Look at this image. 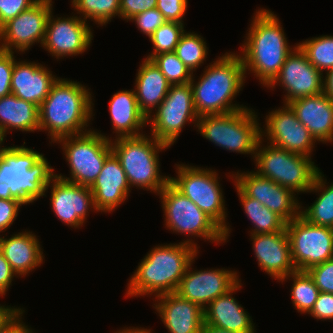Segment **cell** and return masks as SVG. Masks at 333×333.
<instances>
[{"label": "cell", "mask_w": 333, "mask_h": 333, "mask_svg": "<svg viewBox=\"0 0 333 333\" xmlns=\"http://www.w3.org/2000/svg\"><path fill=\"white\" fill-rule=\"evenodd\" d=\"M193 239L157 245L142 259L129 279L125 297L175 293L198 248Z\"/></svg>", "instance_id": "6da1fadb"}, {"label": "cell", "mask_w": 333, "mask_h": 333, "mask_svg": "<svg viewBox=\"0 0 333 333\" xmlns=\"http://www.w3.org/2000/svg\"><path fill=\"white\" fill-rule=\"evenodd\" d=\"M251 21L239 55L245 74L247 70L252 71L254 77L268 87L297 44L294 48L289 46L280 20L271 10L258 9Z\"/></svg>", "instance_id": "7a4b0ae2"}, {"label": "cell", "mask_w": 333, "mask_h": 333, "mask_svg": "<svg viewBox=\"0 0 333 333\" xmlns=\"http://www.w3.org/2000/svg\"><path fill=\"white\" fill-rule=\"evenodd\" d=\"M86 87L77 81L58 78L40 104L39 131H48L51 143L92 130L87 127L94 116V103Z\"/></svg>", "instance_id": "3957f363"}, {"label": "cell", "mask_w": 333, "mask_h": 333, "mask_svg": "<svg viewBox=\"0 0 333 333\" xmlns=\"http://www.w3.org/2000/svg\"><path fill=\"white\" fill-rule=\"evenodd\" d=\"M206 67L198 82L194 77L190 81L198 116L227 114L248 108L232 103L243 89L246 77L239 54L226 52Z\"/></svg>", "instance_id": "277c9868"}, {"label": "cell", "mask_w": 333, "mask_h": 333, "mask_svg": "<svg viewBox=\"0 0 333 333\" xmlns=\"http://www.w3.org/2000/svg\"><path fill=\"white\" fill-rule=\"evenodd\" d=\"M55 176L42 153L24 145L0 148V182H6L11 195L24 205L46 197V186Z\"/></svg>", "instance_id": "5b68a950"}, {"label": "cell", "mask_w": 333, "mask_h": 333, "mask_svg": "<svg viewBox=\"0 0 333 333\" xmlns=\"http://www.w3.org/2000/svg\"><path fill=\"white\" fill-rule=\"evenodd\" d=\"M171 146L142 134L134 137L111 138L112 152L119 159L130 187L159 192L169 183V176L160 175L159 151Z\"/></svg>", "instance_id": "8992f818"}, {"label": "cell", "mask_w": 333, "mask_h": 333, "mask_svg": "<svg viewBox=\"0 0 333 333\" xmlns=\"http://www.w3.org/2000/svg\"><path fill=\"white\" fill-rule=\"evenodd\" d=\"M258 116L252 108H245L227 114L199 116L197 131L216 146L230 152L251 154L261 139ZM253 154V155H252Z\"/></svg>", "instance_id": "52a82bcc"}, {"label": "cell", "mask_w": 333, "mask_h": 333, "mask_svg": "<svg viewBox=\"0 0 333 333\" xmlns=\"http://www.w3.org/2000/svg\"><path fill=\"white\" fill-rule=\"evenodd\" d=\"M262 141L264 142V137L256 147L254 162L258 170L254 172L294 193H308L320 172L312 158L271 144L262 147Z\"/></svg>", "instance_id": "ba28073f"}, {"label": "cell", "mask_w": 333, "mask_h": 333, "mask_svg": "<svg viewBox=\"0 0 333 333\" xmlns=\"http://www.w3.org/2000/svg\"><path fill=\"white\" fill-rule=\"evenodd\" d=\"M176 169L178 175L170 176L169 182L223 230L226 242L231 229L225 222L227 209L216 171L181 163Z\"/></svg>", "instance_id": "9c48e42d"}, {"label": "cell", "mask_w": 333, "mask_h": 333, "mask_svg": "<svg viewBox=\"0 0 333 333\" xmlns=\"http://www.w3.org/2000/svg\"><path fill=\"white\" fill-rule=\"evenodd\" d=\"M55 143L62 145L70 166V177L56 174L62 180L91 187L100 174L106 158L112 153L111 139L101 131L67 136Z\"/></svg>", "instance_id": "30bf717a"}, {"label": "cell", "mask_w": 333, "mask_h": 333, "mask_svg": "<svg viewBox=\"0 0 333 333\" xmlns=\"http://www.w3.org/2000/svg\"><path fill=\"white\" fill-rule=\"evenodd\" d=\"M158 196L165 215V226L171 232L200 237L211 243H225L223 230L170 182Z\"/></svg>", "instance_id": "8fae6325"}, {"label": "cell", "mask_w": 333, "mask_h": 333, "mask_svg": "<svg viewBox=\"0 0 333 333\" xmlns=\"http://www.w3.org/2000/svg\"><path fill=\"white\" fill-rule=\"evenodd\" d=\"M199 119L196 113L193 92L189 83L171 85L155 113L147 118L150 132L156 140L172 146L189 121L196 126Z\"/></svg>", "instance_id": "7c38bea8"}, {"label": "cell", "mask_w": 333, "mask_h": 333, "mask_svg": "<svg viewBox=\"0 0 333 333\" xmlns=\"http://www.w3.org/2000/svg\"><path fill=\"white\" fill-rule=\"evenodd\" d=\"M286 233L297 271H307L333 258V228L312 224L299 215L286 223Z\"/></svg>", "instance_id": "4fadbf2b"}, {"label": "cell", "mask_w": 333, "mask_h": 333, "mask_svg": "<svg viewBox=\"0 0 333 333\" xmlns=\"http://www.w3.org/2000/svg\"><path fill=\"white\" fill-rule=\"evenodd\" d=\"M53 2L38 0L0 28V47L6 52H25L36 43L42 45ZM17 50V51H16Z\"/></svg>", "instance_id": "5bb4252c"}, {"label": "cell", "mask_w": 333, "mask_h": 333, "mask_svg": "<svg viewBox=\"0 0 333 333\" xmlns=\"http://www.w3.org/2000/svg\"><path fill=\"white\" fill-rule=\"evenodd\" d=\"M236 175V176H235ZM236 185L246 196L258 200L268 209L279 215L286 223L300 215V202L292 190L282 187L269 178L262 177L254 171L236 172Z\"/></svg>", "instance_id": "9a60e30c"}, {"label": "cell", "mask_w": 333, "mask_h": 333, "mask_svg": "<svg viewBox=\"0 0 333 333\" xmlns=\"http://www.w3.org/2000/svg\"><path fill=\"white\" fill-rule=\"evenodd\" d=\"M265 129H260L261 138L265 136L277 148L311 157L316 140L308 129L297 119L288 104L272 110L265 116Z\"/></svg>", "instance_id": "2e32d148"}, {"label": "cell", "mask_w": 333, "mask_h": 333, "mask_svg": "<svg viewBox=\"0 0 333 333\" xmlns=\"http://www.w3.org/2000/svg\"><path fill=\"white\" fill-rule=\"evenodd\" d=\"M188 266L175 293L205 309L213 300L228 293L241 280L238 273L228 269L191 270Z\"/></svg>", "instance_id": "e0dca14e"}, {"label": "cell", "mask_w": 333, "mask_h": 333, "mask_svg": "<svg viewBox=\"0 0 333 333\" xmlns=\"http://www.w3.org/2000/svg\"><path fill=\"white\" fill-rule=\"evenodd\" d=\"M323 81V73L308 61L305 53L297 45L287 56L278 76L267 88L282 86L286 92L283 102L288 104L302 97L322 93Z\"/></svg>", "instance_id": "ac0fdd59"}, {"label": "cell", "mask_w": 333, "mask_h": 333, "mask_svg": "<svg viewBox=\"0 0 333 333\" xmlns=\"http://www.w3.org/2000/svg\"><path fill=\"white\" fill-rule=\"evenodd\" d=\"M86 22L74 15L54 18L51 12L41 47L56 59L83 54L93 40L92 29Z\"/></svg>", "instance_id": "d6986e66"}, {"label": "cell", "mask_w": 333, "mask_h": 333, "mask_svg": "<svg viewBox=\"0 0 333 333\" xmlns=\"http://www.w3.org/2000/svg\"><path fill=\"white\" fill-rule=\"evenodd\" d=\"M49 187L52 210L67 226L79 229L85 223L89 211H96L90 187L67 182L57 176L46 186V190Z\"/></svg>", "instance_id": "ffe728a7"}, {"label": "cell", "mask_w": 333, "mask_h": 333, "mask_svg": "<svg viewBox=\"0 0 333 333\" xmlns=\"http://www.w3.org/2000/svg\"><path fill=\"white\" fill-rule=\"evenodd\" d=\"M250 236L258 265L271 278L280 281L297 271L292 261L286 229L272 234Z\"/></svg>", "instance_id": "44dd1931"}, {"label": "cell", "mask_w": 333, "mask_h": 333, "mask_svg": "<svg viewBox=\"0 0 333 333\" xmlns=\"http://www.w3.org/2000/svg\"><path fill=\"white\" fill-rule=\"evenodd\" d=\"M130 185L119 159L112 152L90 187L97 212H112L128 198Z\"/></svg>", "instance_id": "7402d4cb"}, {"label": "cell", "mask_w": 333, "mask_h": 333, "mask_svg": "<svg viewBox=\"0 0 333 333\" xmlns=\"http://www.w3.org/2000/svg\"><path fill=\"white\" fill-rule=\"evenodd\" d=\"M155 298L153 308L170 333H201L204 309L199 305L177 293L161 294Z\"/></svg>", "instance_id": "603a6c76"}, {"label": "cell", "mask_w": 333, "mask_h": 333, "mask_svg": "<svg viewBox=\"0 0 333 333\" xmlns=\"http://www.w3.org/2000/svg\"><path fill=\"white\" fill-rule=\"evenodd\" d=\"M49 68L40 63L14 61L11 79V94L29 101L38 107L58 80Z\"/></svg>", "instance_id": "cb8c5ba5"}, {"label": "cell", "mask_w": 333, "mask_h": 333, "mask_svg": "<svg viewBox=\"0 0 333 333\" xmlns=\"http://www.w3.org/2000/svg\"><path fill=\"white\" fill-rule=\"evenodd\" d=\"M288 105L316 141L333 142V100L324 92L293 100Z\"/></svg>", "instance_id": "d4e9b609"}, {"label": "cell", "mask_w": 333, "mask_h": 333, "mask_svg": "<svg viewBox=\"0 0 333 333\" xmlns=\"http://www.w3.org/2000/svg\"><path fill=\"white\" fill-rule=\"evenodd\" d=\"M241 284L240 281L228 293L219 296L204 309V324L235 333L256 332L251 316L233 297V293L242 287Z\"/></svg>", "instance_id": "484cf974"}, {"label": "cell", "mask_w": 333, "mask_h": 333, "mask_svg": "<svg viewBox=\"0 0 333 333\" xmlns=\"http://www.w3.org/2000/svg\"><path fill=\"white\" fill-rule=\"evenodd\" d=\"M0 251L19 277L26 276L43 264L44 255L40 242L30 231L18 232L10 238L0 236Z\"/></svg>", "instance_id": "4316f807"}, {"label": "cell", "mask_w": 333, "mask_h": 333, "mask_svg": "<svg viewBox=\"0 0 333 333\" xmlns=\"http://www.w3.org/2000/svg\"><path fill=\"white\" fill-rule=\"evenodd\" d=\"M141 63L134 91L140 111L148 118L165 99L171 84L152 60L145 58Z\"/></svg>", "instance_id": "83f0119b"}, {"label": "cell", "mask_w": 333, "mask_h": 333, "mask_svg": "<svg viewBox=\"0 0 333 333\" xmlns=\"http://www.w3.org/2000/svg\"><path fill=\"white\" fill-rule=\"evenodd\" d=\"M109 113L116 133L115 139L144 133L142 129L147 125V118L139 109L134 89L113 94L109 101Z\"/></svg>", "instance_id": "f1b7e54d"}, {"label": "cell", "mask_w": 333, "mask_h": 333, "mask_svg": "<svg viewBox=\"0 0 333 333\" xmlns=\"http://www.w3.org/2000/svg\"><path fill=\"white\" fill-rule=\"evenodd\" d=\"M39 131V107L14 94L0 97V138L4 141L8 130Z\"/></svg>", "instance_id": "f546056e"}, {"label": "cell", "mask_w": 333, "mask_h": 333, "mask_svg": "<svg viewBox=\"0 0 333 333\" xmlns=\"http://www.w3.org/2000/svg\"><path fill=\"white\" fill-rule=\"evenodd\" d=\"M320 171L308 192H318L315 202L304 209L300 206V215L308 222L333 228V183L327 185ZM320 192V193H319ZM304 209V210H303Z\"/></svg>", "instance_id": "4dcf8cb0"}, {"label": "cell", "mask_w": 333, "mask_h": 333, "mask_svg": "<svg viewBox=\"0 0 333 333\" xmlns=\"http://www.w3.org/2000/svg\"><path fill=\"white\" fill-rule=\"evenodd\" d=\"M235 187L245 214L254 225L250 234H272L286 229V222L279 215Z\"/></svg>", "instance_id": "1f68e13d"}, {"label": "cell", "mask_w": 333, "mask_h": 333, "mask_svg": "<svg viewBox=\"0 0 333 333\" xmlns=\"http://www.w3.org/2000/svg\"><path fill=\"white\" fill-rule=\"evenodd\" d=\"M286 279L293 281L291 288V300L295 310L301 314H308L314 307L320 290L306 271H295L282 278L280 281L284 282Z\"/></svg>", "instance_id": "d6a6232c"}, {"label": "cell", "mask_w": 333, "mask_h": 333, "mask_svg": "<svg viewBox=\"0 0 333 333\" xmlns=\"http://www.w3.org/2000/svg\"><path fill=\"white\" fill-rule=\"evenodd\" d=\"M72 7L85 21L106 25L113 17H120V0H71Z\"/></svg>", "instance_id": "836d02e7"}, {"label": "cell", "mask_w": 333, "mask_h": 333, "mask_svg": "<svg viewBox=\"0 0 333 333\" xmlns=\"http://www.w3.org/2000/svg\"><path fill=\"white\" fill-rule=\"evenodd\" d=\"M208 47L201 35L194 32H184L175 48L177 57L193 73L205 62ZM204 61V62H203Z\"/></svg>", "instance_id": "e575fe53"}, {"label": "cell", "mask_w": 333, "mask_h": 333, "mask_svg": "<svg viewBox=\"0 0 333 333\" xmlns=\"http://www.w3.org/2000/svg\"><path fill=\"white\" fill-rule=\"evenodd\" d=\"M308 61L320 72L333 69V36H318L297 43Z\"/></svg>", "instance_id": "d590c367"}, {"label": "cell", "mask_w": 333, "mask_h": 333, "mask_svg": "<svg viewBox=\"0 0 333 333\" xmlns=\"http://www.w3.org/2000/svg\"><path fill=\"white\" fill-rule=\"evenodd\" d=\"M171 85L189 83L194 76L175 52H165L151 59Z\"/></svg>", "instance_id": "8d00e7d4"}, {"label": "cell", "mask_w": 333, "mask_h": 333, "mask_svg": "<svg viewBox=\"0 0 333 333\" xmlns=\"http://www.w3.org/2000/svg\"><path fill=\"white\" fill-rule=\"evenodd\" d=\"M185 32L184 24L178 22H165L149 38L153 44V52L146 59L151 60L155 55L165 52H174L181 35Z\"/></svg>", "instance_id": "74e56055"}, {"label": "cell", "mask_w": 333, "mask_h": 333, "mask_svg": "<svg viewBox=\"0 0 333 333\" xmlns=\"http://www.w3.org/2000/svg\"><path fill=\"white\" fill-rule=\"evenodd\" d=\"M320 292L333 294V258L306 271Z\"/></svg>", "instance_id": "f35d334b"}, {"label": "cell", "mask_w": 333, "mask_h": 333, "mask_svg": "<svg viewBox=\"0 0 333 333\" xmlns=\"http://www.w3.org/2000/svg\"><path fill=\"white\" fill-rule=\"evenodd\" d=\"M128 21L135 22L140 32L146 34L149 38L161 25L167 22L163 14L157 8L145 10L133 16Z\"/></svg>", "instance_id": "ab89813d"}, {"label": "cell", "mask_w": 333, "mask_h": 333, "mask_svg": "<svg viewBox=\"0 0 333 333\" xmlns=\"http://www.w3.org/2000/svg\"><path fill=\"white\" fill-rule=\"evenodd\" d=\"M188 0H157L156 8L163 14L166 21L183 22Z\"/></svg>", "instance_id": "60d3db41"}, {"label": "cell", "mask_w": 333, "mask_h": 333, "mask_svg": "<svg viewBox=\"0 0 333 333\" xmlns=\"http://www.w3.org/2000/svg\"><path fill=\"white\" fill-rule=\"evenodd\" d=\"M14 53L0 51V97L11 94V79L14 69Z\"/></svg>", "instance_id": "b9f144b4"}, {"label": "cell", "mask_w": 333, "mask_h": 333, "mask_svg": "<svg viewBox=\"0 0 333 333\" xmlns=\"http://www.w3.org/2000/svg\"><path fill=\"white\" fill-rule=\"evenodd\" d=\"M23 309L14 308L0 321V333H34L23 321Z\"/></svg>", "instance_id": "7bdbcfd3"}, {"label": "cell", "mask_w": 333, "mask_h": 333, "mask_svg": "<svg viewBox=\"0 0 333 333\" xmlns=\"http://www.w3.org/2000/svg\"><path fill=\"white\" fill-rule=\"evenodd\" d=\"M38 0H0V28Z\"/></svg>", "instance_id": "ee69618b"}, {"label": "cell", "mask_w": 333, "mask_h": 333, "mask_svg": "<svg viewBox=\"0 0 333 333\" xmlns=\"http://www.w3.org/2000/svg\"><path fill=\"white\" fill-rule=\"evenodd\" d=\"M22 205L24 204L17 199H0V233L13 224Z\"/></svg>", "instance_id": "f6af8a7d"}, {"label": "cell", "mask_w": 333, "mask_h": 333, "mask_svg": "<svg viewBox=\"0 0 333 333\" xmlns=\"http://www.w3.org/2000/svg\"><path fill=\"white\" fill-rule=\"evenodd\" d=\"M157 0H120V18L128 20L133 16L156 8Z\"/></svg>", "instance_id": "bcb514c9"}, {"label": "cell", "mask_w": 333, "mask_h": 333, "mask_svg": "<svg viewBox=\"0 0 333 333\" xmlns=\"http://www.w3.org/2000/svg\"><path fill=\"white\" fill-rule=\"evenodd\" d=\"M308 314L317 320H333V294L320 292Z\"/></svg>", "instance_id": "7dc6e473"}, {"label": "cell", "mask_w": 333, "mask_h": 333, "mask_svg": "<svg viewBox=\"0 0 333 333\" xmlns=\"http://www.w3.org/2000/svg\"><path fill=\"white\" fill-rule=\"evenodd\" d=\"M14 277H18L0 251V297L6 294Z\"/></svg>", "instance_id": "c3c4849f"}, {"label": "cell", "mask_w": 333, "mask_h": 333, "mask_svg": "<svg viewBox=\"0 0 333 333\" xmlns=\"http://www.w3.org/2000/svg\"><path fill=\"white\" fill-rule=\"evenodd\" d=\"M325 74L323 92L333 100V69L328 70Z\"/></svg>", "instance_id": "681fc988"}, {"label": "cell", "mask_w": 333, "mask_h": 333, "mask_svg": "<svg viewBox=\"0 0 333 333\" xmlns=\"http://www.w3.org/2000/svg\"><path fill=\"white\" fill-rule=\"evenodd\" d=\"M0 199H15L10 192L9 185L6 182H0Z\"/></svg>", "instance_id": "f907efd6"}, {"label": "cell", "mask_w": 333, "mask_h": 333, "mask_svg": "<svg viewBox=\"0 0 333 333\" xmlns=\"http://www.w3.org/2000/svg\"><path fill=\"white\" fill-rule=\"evenodd\" d=\"M201 333H235L225 329H220L212 325L203 324Z\"/></svg>", "instance_id": "816d5d0a"}, {"label": "cell", "mask_w": 333, "mask_h": 333, "mask_svg": "<svg viewBox=\"0 0 333 333\" xmlns=\"http://www.w3.org/2000/svg\"><path fill=\"white\" fill-rule=\"evenodd\" d=\"M116 333H152L151 332V330L150 329H146V328H138V327H127V328H125L124 327V329H121V330H119L118 332H116Z\"/></svg>", "instance_id": "f5cc1de1"}, {"label": "cell", "mask_w": 333, "mask_h": 333, "mask_svg": "<svg viewBox=\"0 0 333 333\" xmlns=\"http://www.w3.org/2000/svg\"><path fill=\"white\" fill-rule=\"evenodd\" d=\"M12 306H0V321L13 309Z\"/></svg>", "instance_id": "db71d44e"}, {"label": "cell", "mask_w": 333, "mask_h": 333, "mask_svg": "<svg viewBox=\"0 0 333 333\" xmlns=\"http://www.w3.org/2000/svg\"><path fill=\"white\" fill-rule=\"evenodd\" d=\"M3 142L4 141H2L1 138H0V148L2 147Z\"/></svg>", "instance_id": "11a10c76"}]
</instances>
